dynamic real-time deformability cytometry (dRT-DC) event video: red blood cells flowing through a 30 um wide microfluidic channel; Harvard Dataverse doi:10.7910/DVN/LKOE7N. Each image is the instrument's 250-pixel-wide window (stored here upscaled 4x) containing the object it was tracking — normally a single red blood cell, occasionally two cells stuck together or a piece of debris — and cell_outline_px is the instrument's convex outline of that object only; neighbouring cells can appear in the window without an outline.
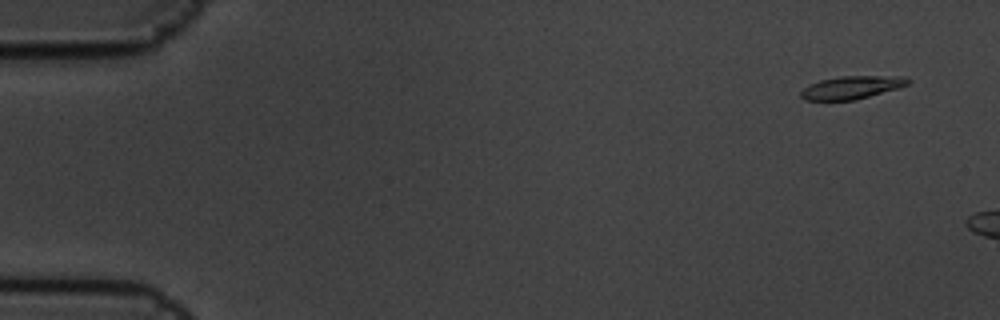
{"species": "common noctule bat (a hibernating species)", "species_latin": "Nyctalus noctula", "temperature_condition": "cold", "stored_images_in_passage": 3, "camera_frame_rate_fps": 3000, "um_per_image_px": 0.085, "animal": {"sex": "male", "body_mass_g": 19.5, "forearm_length_mm": 54.6}, "frame": {"image": 1, "passage_image": 1, "time_ms": 0.0, "image_size_px": [1000, 320], "cell_outline_px": [[912, 80], [908, 84], [900, 88], [856, 100], [804, 100], [800, 96], [800, 92], [808, 84], [820, 80], [840, 76], [904, 76]], "centroid_in_image_um": [72.41, 7.43], "position_along_channel_um": 12.6, "area_um2": 14.51}}